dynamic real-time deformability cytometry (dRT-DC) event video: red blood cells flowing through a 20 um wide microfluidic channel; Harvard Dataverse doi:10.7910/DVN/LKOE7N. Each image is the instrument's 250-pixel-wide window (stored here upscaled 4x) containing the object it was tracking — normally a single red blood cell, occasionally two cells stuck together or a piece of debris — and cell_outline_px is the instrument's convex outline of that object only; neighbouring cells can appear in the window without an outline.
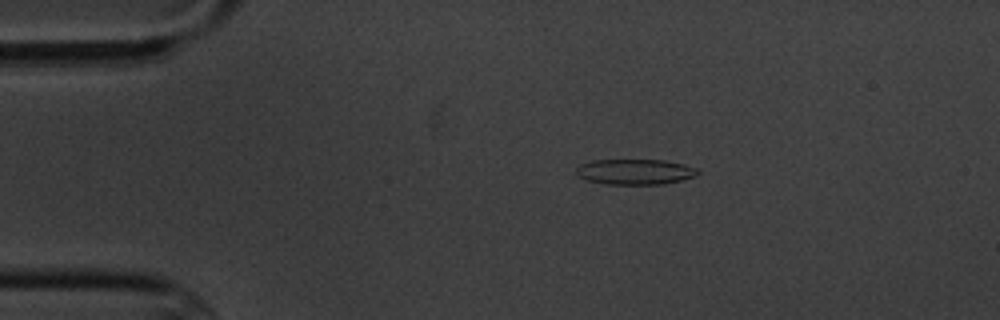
{"species": "common noctule bat (a hibernating species)", "species_latin": "Nyctalus noctula", "temperature_condition": "cold", "stored_images_in_passage": 5, "camera_frame_rate_fps": 3000, "um_per_image_px": 0.085, "animal": {"sex": "male", "body_mass_g": 20.1, "forearm_length_mm": 53.5}, "frame": {"image": 1, "passage_image": 1, "time_ms": 0.0, "image_size_px": [1000, 320], "cell_outline_px": [[700, 172], [696, 176], [664, 184], [608, 184], [584, 180], [576, 176], [576, 168], [580, 164], [592, 160], [664, 160], [684, 164], [696, 168]], "centroid_in_image_um": [53.94, 14.6], "position_along_channel_um": 31.1, "area_um2": 18.15}}
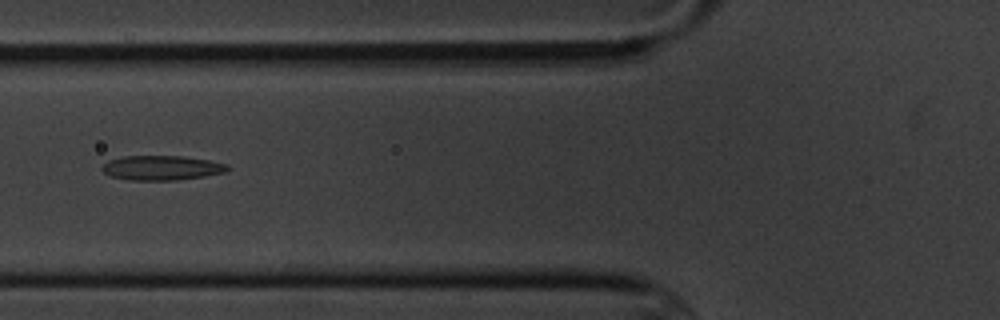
{"frame": {"image": 2, "passage_image": 4, "time_ms": 3.667, "image_size_px": [1000, 320], "cell_outline_px": [[232, 168], [228, 172], [204, 176], [176, 180], [128, 180], [112, 176], [104, 172], [100, 168], [108, 160], [124, 156], [184, 156], [208, 160], [228, 164]], "centroid_in_image_um": [13.79, 14.26], "position_along_channel_um": 112.0, "area_um2": 18.09}}
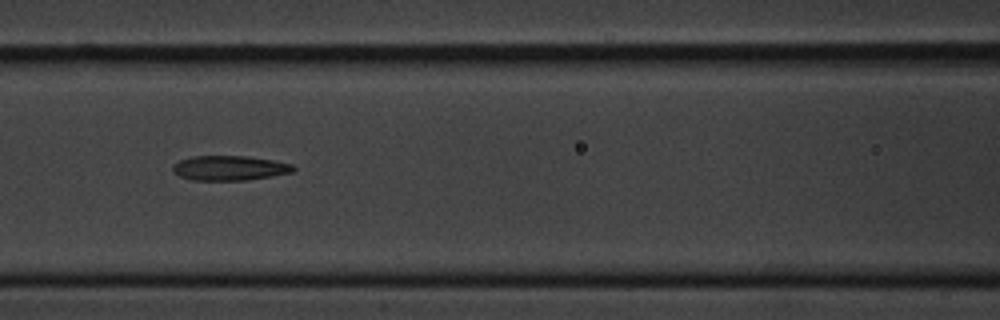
{"frame": {"image": 3, "passage_image": 5, "time_ms": 4.667, "image_size_px": [1000, 320], "cell_outline_px": [[296, 168], [292, 172], [272, 176], [244, 180], [192, 180], [180, 176], [172, 172], [172, 164], [180, 160], [192, 156], [248, 156], [272, 160], [292, 164]], "centroid_in_image_um": [19.48, 14.28], "position_along_channel_um": 147.1, "area_um2": 17.4}}